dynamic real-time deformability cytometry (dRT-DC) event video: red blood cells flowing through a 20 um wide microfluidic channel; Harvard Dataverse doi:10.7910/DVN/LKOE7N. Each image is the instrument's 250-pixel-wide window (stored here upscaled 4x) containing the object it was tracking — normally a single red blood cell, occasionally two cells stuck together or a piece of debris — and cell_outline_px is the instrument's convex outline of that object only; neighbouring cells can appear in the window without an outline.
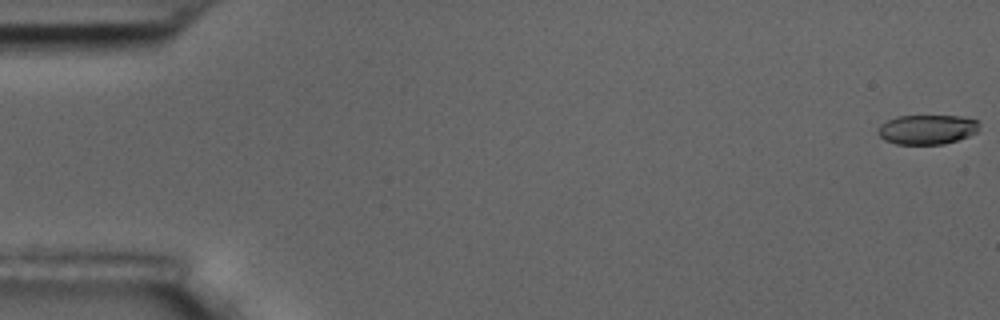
{"species": "common noctule bat (a hibernating species)", "species_latin": "Nyctalus noctula", "temperature_condition": "room temperature", "stored_images_in_passage": 57, "camera_frame_rate_fps": 3000, "um_per_image_px": 0.085, "animal": {"sex": "male", "body_mass_g": 17.5, "forearm_length_mm": 52.3}, "frame": {"image": 1, "passage_image": 1, "time_ms": 0.0, "image_size_px": [1000, 320], "cell_outline_px": [[980, 124], [976, 132], [968, 136], [944, 144], [896, 144], [884, 140], [876, 132], [876, 128], [880, 124], [896, 116], [960, 116], [976, 120]], "centroid_in_image_um": [78.75, 11.0], "position_along_channel_um": 6.2, "area_um2": 17.51}}
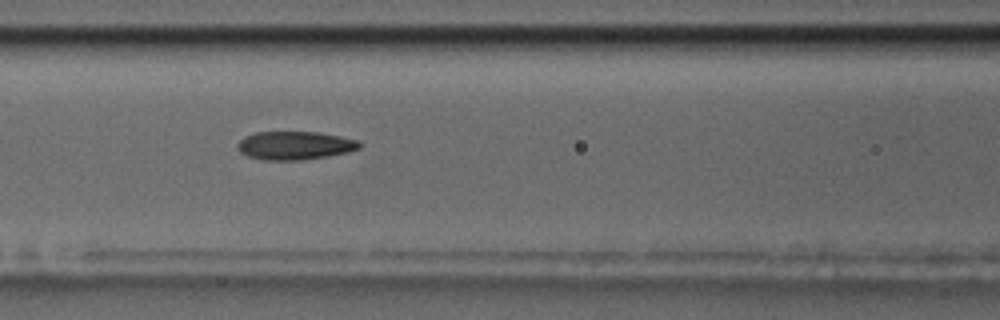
{"frame": {"image": 2, "passage_image": 25, "time_ms": 8.0, "image_size_px": [1000, 320], "cell_outline_px": [[360, 148], [348, 152], [328, 156], [300, 160], [264, 160], [248, 156], [240, 152], [236, 148], [236, 144], [244, 136], [256, 132], [316, 132], [340, 136], [360, 140]], "centroid_in_image_um": [25.04, 12.36], "position_along_channel_um": 141.6, "area_um2": 20.23}}
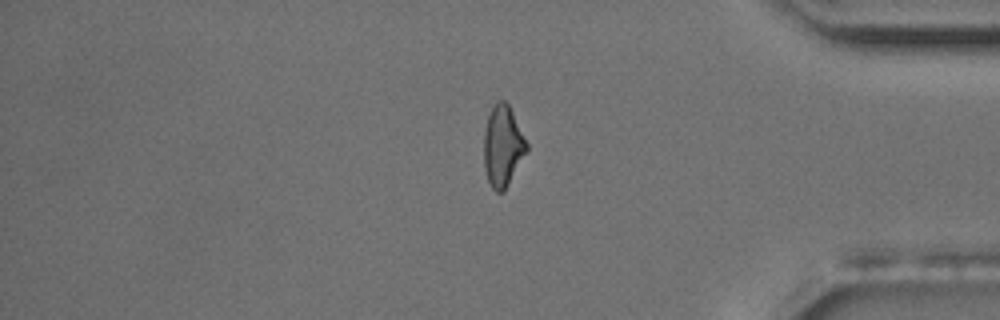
{"frame": {"image": 3, "passage_image": 48, "time_ms": 15.667, "image_size_px": [1000, 320], "cell_outline_px": [[528, 148], [504, 192], [496, 192], [492, 188], [488, 180], [484, 168], [484, 132], [488, 116], [496, 100], [504, 100], [508, 104], [528, 144]], "centroid_in_image_um": [42.72, 12.42], "position_along_channel_um": 392.5, "area_um2": 19.94}, "authors_computed_cell_mechanics": {"area_um2": 20.23, "velocity_mm_per_s": 3.5887, "shape_relaxation_time_tau1_ms": null, "shape_relaxation_time_tau2_ms": 2.7068, "deformation_change_tau1": null, "deformation_change_tau2": 0.0936}}